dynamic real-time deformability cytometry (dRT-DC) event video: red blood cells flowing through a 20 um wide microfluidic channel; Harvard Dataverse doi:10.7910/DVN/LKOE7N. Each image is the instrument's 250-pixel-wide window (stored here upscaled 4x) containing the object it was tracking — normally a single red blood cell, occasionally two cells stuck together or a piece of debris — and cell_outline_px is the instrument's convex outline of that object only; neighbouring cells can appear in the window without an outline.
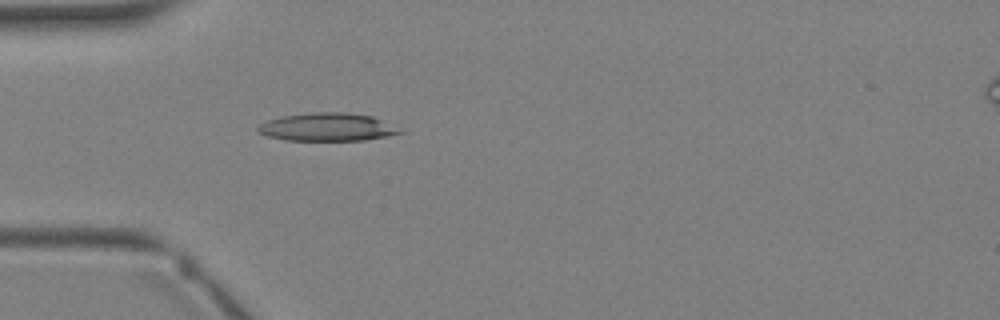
{"species": "Egyptian fruit bat (a non-hibernating species)", "species_latin": "Rousettus aegyptiacus", "temperature_condition": "warm", "stored_images_in_passage": 2, "camera_frame_rate_fps": 3000, "um_per_image_px": 0.085, "animal": {"sex": "female"}, "frame": {"image": 1, "passage_image": 2, "time_ms": 1.333, "image_size_px": [1000, 320], "cell_outline_px": [[404, 132], [388, 136], [364, 140], [284, 140], [268, 136], [260, 132], [256, 128], [260, 124], [268, 120], [284, 116], [312, 112], [340, 112], [372, 116]], "centroid_in_image_um": [27.78, 10.8], "position_along_channel_um": 57.2, "area_um2": 22.72}}